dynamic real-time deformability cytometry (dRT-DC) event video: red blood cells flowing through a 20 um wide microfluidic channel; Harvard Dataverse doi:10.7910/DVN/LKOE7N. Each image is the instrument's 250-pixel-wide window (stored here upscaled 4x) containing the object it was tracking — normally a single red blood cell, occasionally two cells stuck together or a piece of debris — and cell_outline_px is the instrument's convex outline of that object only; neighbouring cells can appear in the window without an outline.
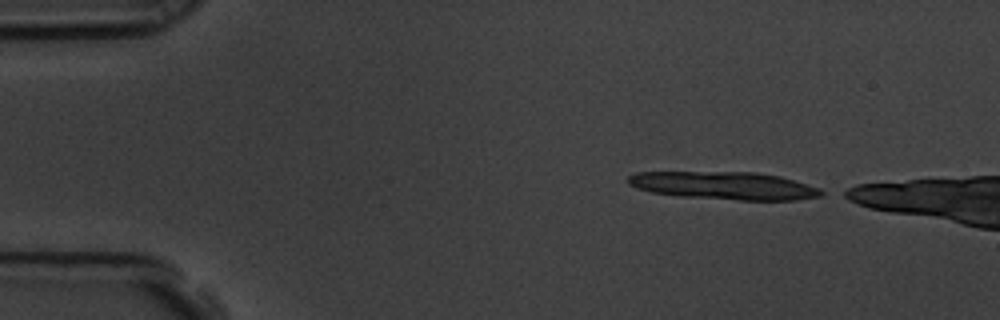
{"species": "common noctule bat (a hibernating species)", "species_latin": "Nyctalus noctula", "temperature_condition": "room temperature", "stored_images_in_passage": 7, "camera_frame_rate_fps": 3000, "um_per_image_px": 0.085, "animal": {"sex": "male", "body_mass_g": 19.5, "forearm_length_mm": 54.6}, "frame": {"image": 1, "passage_image": 2, "time_ms": 0.333, "image_size_px": [1000, 320], "cell_outline_px": [[828, 192], [824, 196], [796, 200], [740, 200], [680, 196], [652, 192], [628, 184], [628, 176], [636, 172], [756, 172], [780, 176], [820, 188]], "centroid_in_image_um": [61.64, 15.78], "position_along_channel_um": 23.4, "area_um2": 31.33}}